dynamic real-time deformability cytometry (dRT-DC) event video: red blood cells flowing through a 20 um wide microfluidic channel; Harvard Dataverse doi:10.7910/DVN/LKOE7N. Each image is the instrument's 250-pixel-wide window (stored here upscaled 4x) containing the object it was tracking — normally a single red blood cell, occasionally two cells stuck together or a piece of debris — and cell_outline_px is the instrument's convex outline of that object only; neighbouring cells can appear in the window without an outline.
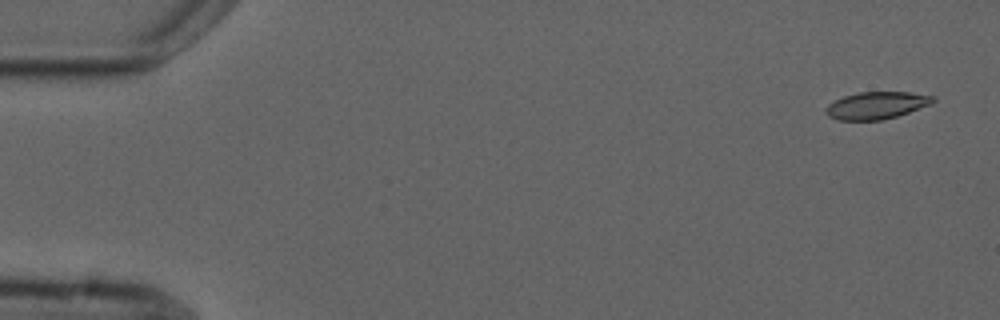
{"species": "common noctule bat (a hibernating species)", "species_latin": "Nyctalus noctula", "temperature_condition": "cold", "stored_images_in_passage": 4, "camera_frame_rate_fps": 3000, "um_per_image_px": 0.085, "animal": {"sex": "male", "forearm_length_mm": 52.5}, "frame": {"image": 1, "passage_image": 1, "time_ms": 0.0, "image_size_px": [1000, 320], "cell_outline_px": [[936, 100], [932, 104], [896, 116], [880, 120], [836, 120], [828, 116], [824, 112], [824, 108], [828, 104], [844, 96], [860, 92], [908, 92], [936, 96]], "centroid_in_image_um": [74.49, 8.96], "position_along_channel_um": 10.5, "area_um2": 17.05}}
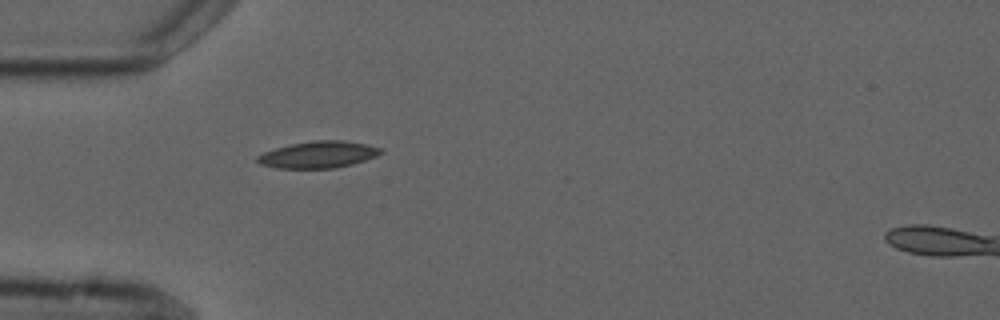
{"frame": {"image": 2, "passage_image": 4, "time_ms": 4.667, "image_size_px": [1000, 320], "cell_outline_px": [[384, 152], [376, 156], [352, 164], [336, 168], [276, 168], [260, 164], [256, 160], [256, 156], [264, 152], [276, 148], [292, 144], [312, 140], [344, 140], [364, 144], [380, 148]], "centroid_in_image_um": [27.04, 13.14], "position_along_channel_um": 58.0, "area_um2": 19.13}}